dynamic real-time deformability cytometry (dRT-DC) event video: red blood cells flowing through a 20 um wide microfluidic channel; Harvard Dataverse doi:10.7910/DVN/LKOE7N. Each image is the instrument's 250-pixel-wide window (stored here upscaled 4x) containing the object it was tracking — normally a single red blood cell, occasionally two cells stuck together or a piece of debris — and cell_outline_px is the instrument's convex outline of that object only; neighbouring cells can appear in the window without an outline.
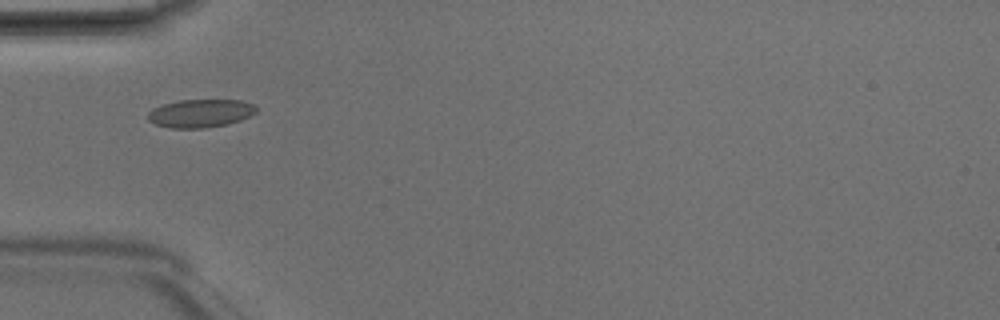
{"species": "Egyptian fruit bat (a non-hibernating species)", "species_latin": "Rousettus aegyptiacus", "temperature_condition": "room temperature", "stored_images_in_passage": 5, "camera_frame_rate_fps": 3000, "um_per_image_px": 0.085, "animal": {"sex": "male"}, "frame": {"image": 1, "passage_image": 4, "time_ms": 1.0, "image_size_px": [1000, 320], "cell_outline_px": [[256, 112], [240, 120], [228, 124], [204, 128], [172, 128], [156, 124], [148, 120], [148, 112], [152, 108], [160, 104], [180, 100], [240, 100], [252, 104], [256, 108]], "centroid_in_image_um": [16.99, 9.63], "position_along_channel_um": 68.0, "area_um2": 17.74}}